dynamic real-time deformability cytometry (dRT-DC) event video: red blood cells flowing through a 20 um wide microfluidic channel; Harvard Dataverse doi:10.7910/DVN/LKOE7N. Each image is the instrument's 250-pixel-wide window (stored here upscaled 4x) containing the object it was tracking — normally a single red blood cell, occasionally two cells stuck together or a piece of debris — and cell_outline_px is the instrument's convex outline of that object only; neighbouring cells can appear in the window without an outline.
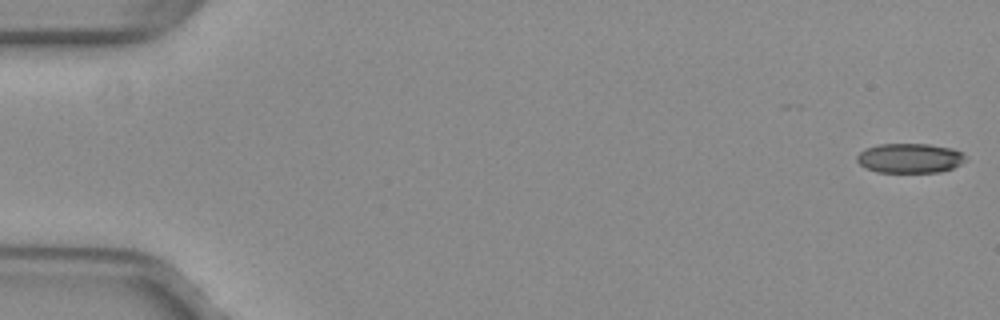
{"species": "common noctule bat (a hibernating species)", "species_latin": "Nyctalus noctula", "temperature_condition": "warm", "stored_images_in_passage": 15, "camera_frame_rate_fps": 3000, "um_per_image_px": 0.085, "animal": {"sex": "female", "body_mass_g": 29.2, "forearm_length_mm": 56.3}, "frame": {"image": 1, "passage_image": 1, "time_ms": 0.0, "image_size_px": [1000, 320], "cell_outline_px": [[968, 160], [952, 168], [940, 172], [876, 172], [860, 164], [856, 160], [856, 156], [864, 148], [880, 144], [928, 144], [952, 148], [968, 156]], "centroid_in_image_um": [77.35, 13.44], "position_along_channel_um": 7.6, "area_um2": 18.84}}
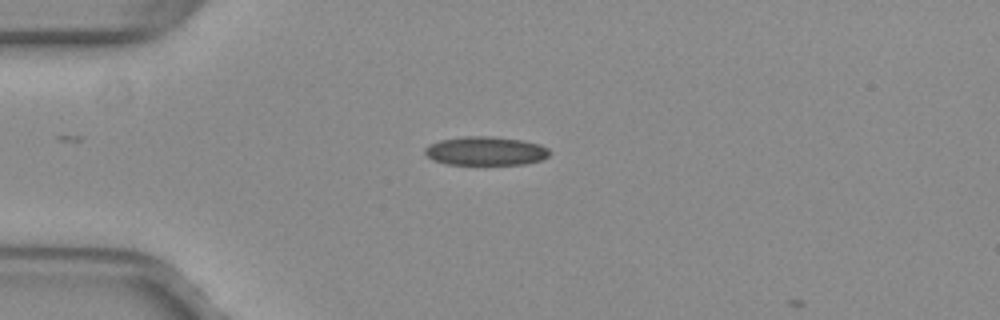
{"frame": {"image": 2, "passage_image": 14, "time_ms": 4.333, "image_size_px": [1000, 320], "cell_outline_px": [[548, 156], [540, 160], [524, 164], [444, 164], [432, 160], [424, 152], [424, 148], [440, 140], [464, 136], [492, 136], [524, 140], [540, 144], [548, 148]], "centroid_in_image_um": [41.27, 12.83], "position_along_channel_um": 43.7, "area_um2": 20.87}}